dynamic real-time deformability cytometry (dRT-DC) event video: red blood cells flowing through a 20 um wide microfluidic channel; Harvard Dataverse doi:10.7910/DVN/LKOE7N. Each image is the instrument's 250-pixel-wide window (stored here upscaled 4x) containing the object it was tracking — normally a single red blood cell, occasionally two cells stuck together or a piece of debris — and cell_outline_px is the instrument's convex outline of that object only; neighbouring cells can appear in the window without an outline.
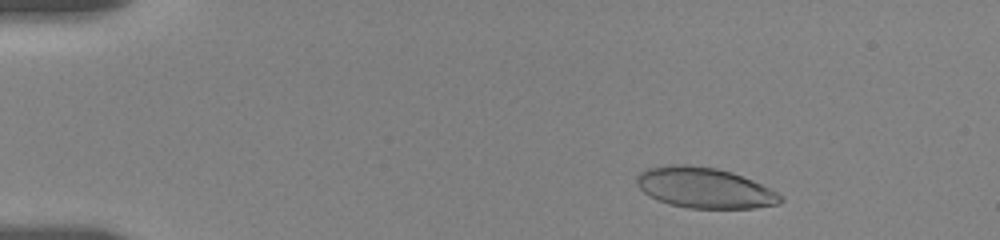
{"species": "human", "species_latin": "Homo sapiens", "temperature_condition": "room temperature", "stored_images_in_passage": 22, "camera_frame_rate_fps": 3000, "um_per_image_px": 0.085, "donor": {"sex": "female"}, "frame": {"image": 1, "passage_image": 5, "time_ms": 1.667, "image_size_px": [1000, 240], "cell_outline_px": [[784, 200], [780, 204], [756, 208], [688, 208], [668, 204], [648, 196], [636, 184], [636, 176], [640, 172], [648, 168], [668, 164], [688, 164], [716, 168], [732, 172], [752, 180], [784, 196]], "centroid_in_image_um": [59.87, 15.97], "position_along_channel_um": 25.1, "area_um2": 34.22}}
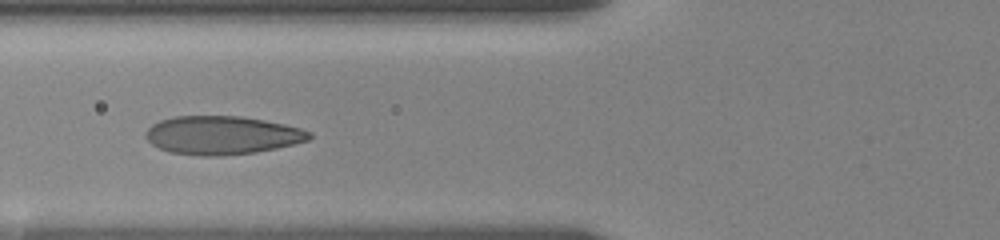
{"frame": {"image": 2, "passage_image": 16, "time_ms": 6.333, "image_size_px": [1000, 240], "cell_outline_px": [[312, 136], [308, 140], [276, 148], [256, 152], [220, 156], [200, 156], [168, 152], [152, 144], [144, 136], [144, 132], [152, 124], [160, 120], [172, 116], [240, 116], [264, 120], [284, 124], [300, 128], [312, 132]], "centroid_in_image_um": [18.84, 11.49], "position_along_channel_um": 107.0, "area_um2": 36.76}}
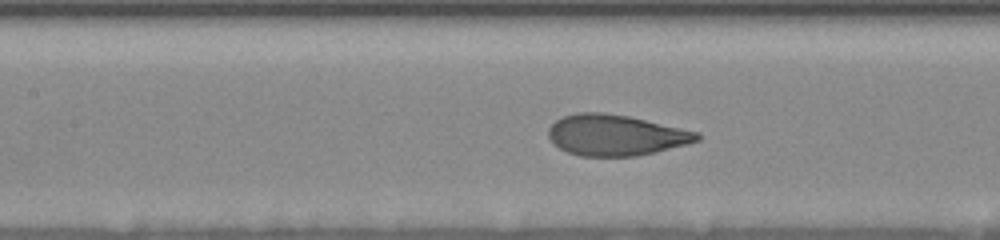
{"frame": {"image": 3, "passage_image": 20, "time_ms": 7.667, "image_size_px": [1000, 240], "cell_outline_px": [[700, 140], [688, 144], [656, 152], [636, 156], [580, 156], [568, 152], [560, 148], [548, 136], [548, 128], [556, 120], [564, 116], [576, 112], [604, 112], [628, 116], [700, 132]], "centroid_in_image_um": [52.35, 11.48], "position_along_channel_um": 155.0, "area_um2": 35.43}}